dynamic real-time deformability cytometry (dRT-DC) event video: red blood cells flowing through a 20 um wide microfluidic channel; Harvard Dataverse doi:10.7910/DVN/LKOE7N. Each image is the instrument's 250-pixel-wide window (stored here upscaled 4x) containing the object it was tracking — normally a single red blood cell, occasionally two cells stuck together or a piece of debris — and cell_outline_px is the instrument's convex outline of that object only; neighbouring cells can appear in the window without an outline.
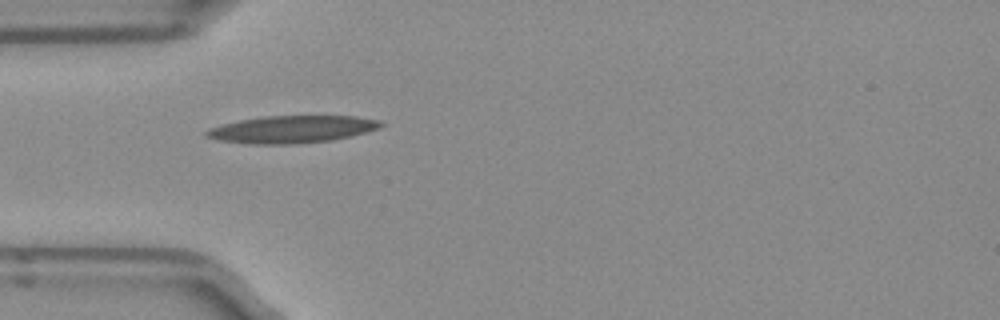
{"species": "Egyptian fruit bat (a non-hibernating species)", "species_latin": "Rousettus aegyptiacus", "temperature_condition": "room temperature", "stored_images_in_passage": 30, "camera_frame_rate_fps": 3000, "um_per_image_px": 0.085, "frame": {"image": 1, "passage_image": 1, "time_ms": 0.0, "image_size_px": [1000, 320], "cell_outline_px": [[384, 124], [380, 128], [352, 136], [332, 140], [296, 144], [252, 144], [220, 140], [204, 136], [204, 132], [208, 128], [240, 120], [264, 116], [356, 116], [380, 120]], "centroid_in_image_um": [24.84, 10.99], "position_along_channel_um": 60.2, "area_um2": 27.8}}
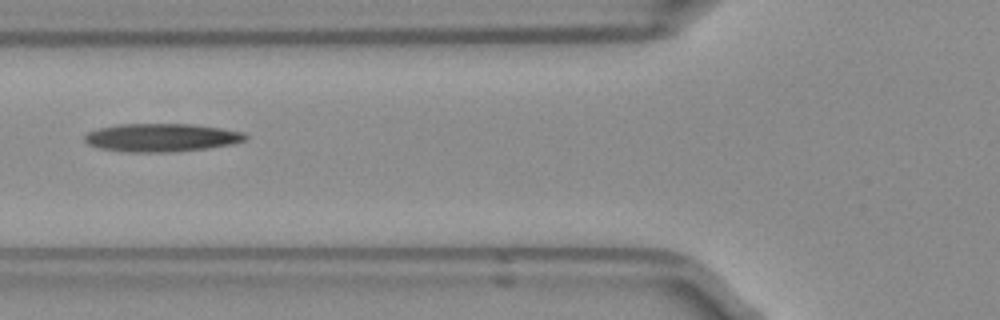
{"frame": {"image": 2, "passage_image": 5, "time_ms": 1.333, "image_size_px": [1000, 320], "cell_outline_px": [[248, 136], [244, 140], [228, 144], [204, 148], [164, 152], [128, 152], [100, 148], [88, 144], [84, 140], [84, 136], [88, 132], [100, 128], [120, 124], [192, 124], [220, 128], [244, 132]], "centroid_in_image_um": [13.68, 11.68], "position_along_channel_um": 112.1, "area_um2": 25.95}}